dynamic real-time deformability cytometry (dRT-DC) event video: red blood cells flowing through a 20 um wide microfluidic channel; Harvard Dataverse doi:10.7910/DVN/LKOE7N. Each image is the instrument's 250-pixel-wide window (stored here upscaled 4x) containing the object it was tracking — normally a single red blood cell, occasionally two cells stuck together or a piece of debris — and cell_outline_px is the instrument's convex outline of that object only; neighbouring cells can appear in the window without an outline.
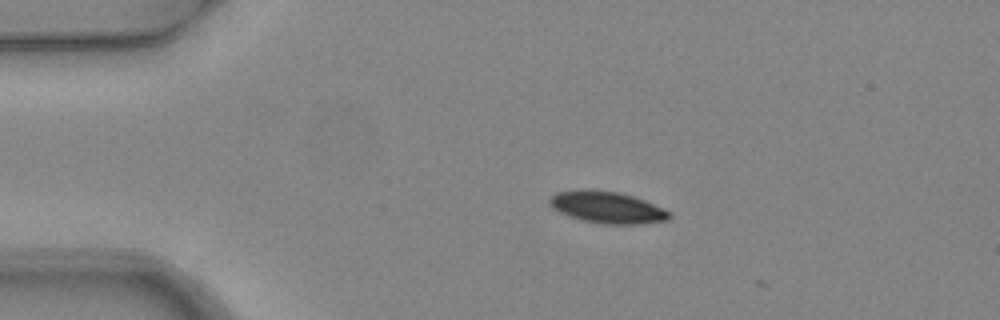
{"species": "common noctule bat (a hibernating species)", "species_latin": "Nyctalus noctula", "temperature_condition": "warm", "stored_images_in_passage": 3, "camera_frame_rate_fps": 3000, "um_per_image_px": 0.085, "animal": {"sex": "female", "body_mass_g": 24.6, "forearm_length_mm": 56.2}, "frame": {"image": 1, "passage_image": 1, "time_ms": 0.0, "image_size_px": [1000, 320], "cell_outline_px": [[672, 216], [668, 220], [640, 224], [604, 224], [584, 220], [560, 212], [552, 208], [548, 204], [548, 200], [556, 192], [588, 188], [620, 192], [644, 200], [672, 212]], "centroid_in_image_um": [51.62, 17.61], "position_along_channel_um": 33.4, "area_um2": 22.25}}
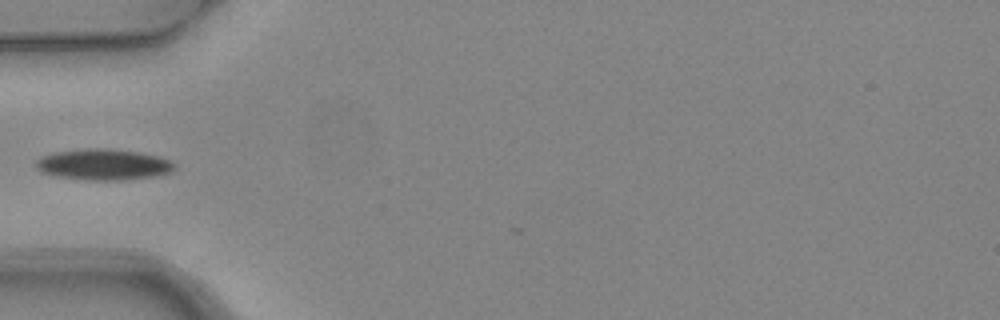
{"frame": {"image": 2, "passage_image": 3, "time_ms": 0.667, "image_size_px": [1000, 320], "cell_outline_px": [[176, 168], [168, 172], [156, 176], [120, 180], [84, 180], [56, 176], [40, 172], [36, 168], [36, 160], [40, 156], [56, 152], [92, 148], [108, 148], [136, 152], [160, 156], [172, 160], [176, 164]], "centroid_in_image_um": [8.79, 13.99], "position_along_channel_um": 76.2, "area_um2": 25.14}}